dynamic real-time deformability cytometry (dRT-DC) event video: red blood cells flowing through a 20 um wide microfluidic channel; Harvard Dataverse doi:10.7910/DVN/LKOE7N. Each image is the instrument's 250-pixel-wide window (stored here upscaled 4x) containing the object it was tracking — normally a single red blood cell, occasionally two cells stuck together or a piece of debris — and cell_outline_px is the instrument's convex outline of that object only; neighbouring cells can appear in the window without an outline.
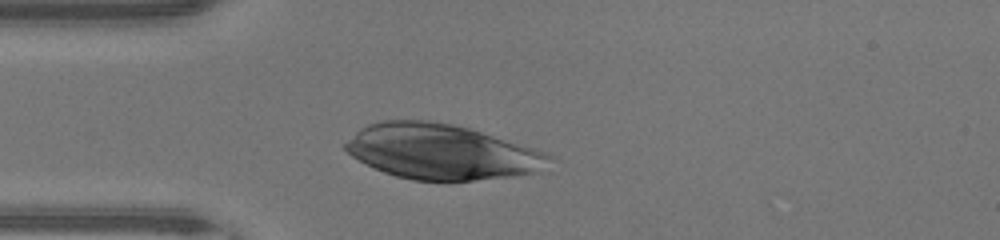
{"species": "human", "species_latin": "Homo sapiens", "temperature_condition": "warm", "stored_images_in_passage": 37, "camera_frame_rate_fps": 3000, "um_per_image_px": 0.085, "donor": {"sex": "male"}, "frame": {"image": 1, "passage_image": 6, "time_ms": 1.667, "image_size_px": [1000, 240], "cell_outline_px": [[552, 156], [540, 172], [512, 176], [472, 180], [412, 180], [396, 176], [384, 172], [352, 156], [344, 148], [344, 144], [360, 128], [368, 124], [380, 120], [428, 120], [452, 124], [468, 128], [548, 152]], "centroid_in_image_um": [37.52, 12.89], "position_along_channel_um": 47.5, "area_um2": 64.97}}
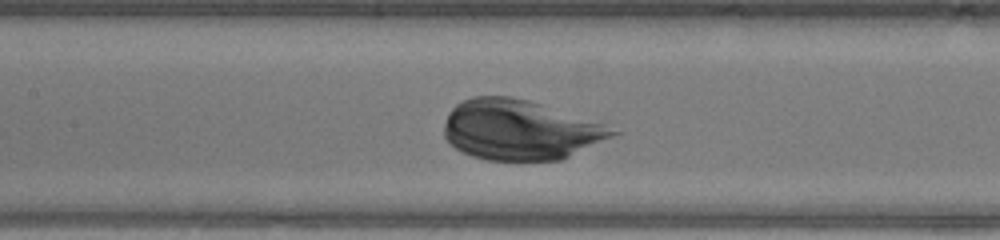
{"frame": {"image": 2, "passage_image": 15, "time_ms": 4.667, "image_size_px": [1000, 240], "cell_outline_px": [[620, 132], [612, 136], [560, 160], [488, 160], [472, 156], [456, 148], [444, 136], [444, 124], [448, 112], [456, 104], [472, 96], [508, 96], [528, 100], [600, 124]], "centroid_in_image_um": [44.1, 11.04], "position_along_channel_um": 163.3, "area_um2": 57.63}}
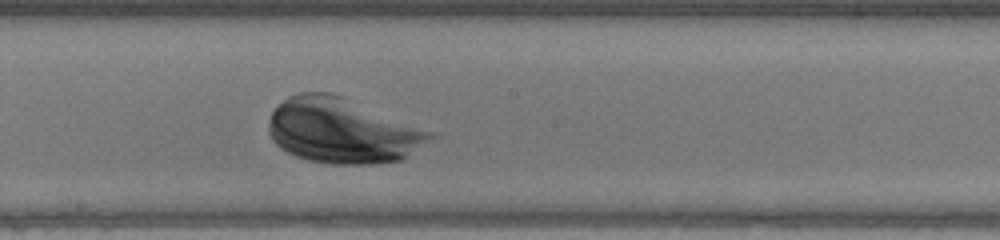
{"frame": {"image": 3, "passage_image": 19, "time_ms": 6.0, "image_size_px": [1000, 240], "cell_outline_px": [[440, 132], [436, 136], [400, 160], [372, 164], [332, 164], [308, 160], [296, 156], [280, 148], [272, 140], [268, 132], [268, 124], [272, 112], [288, 96], [300, 92], [328, 92], [344, 96]], "centroid_in_image_um": [29.16, 11.09], "position_along_channel_um": 219.0, "area_um2": 62.02}}